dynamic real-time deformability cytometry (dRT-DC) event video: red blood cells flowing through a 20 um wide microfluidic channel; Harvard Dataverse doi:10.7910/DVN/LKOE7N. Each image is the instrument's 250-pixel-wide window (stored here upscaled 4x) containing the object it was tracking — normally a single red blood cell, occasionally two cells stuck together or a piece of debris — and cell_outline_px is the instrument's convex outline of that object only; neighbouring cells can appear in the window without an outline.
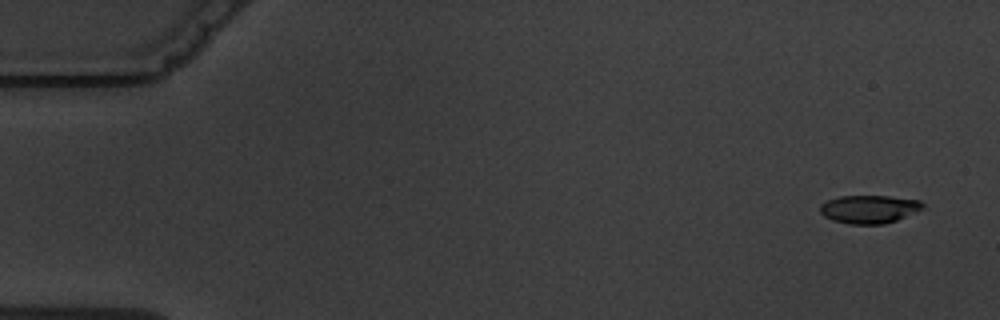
{"species": "common noctule bat (a hibernating species)", "species_latin": "Nyctalus noctula", "temperature_condition": "warm", "stored_images_in_passage": 4, "camera_frame_rate_fps": 3000, "um_per_image_px": 0.085, "animal": {"sex": "male", "body_mass_g": 19.5, "forearm_length_mm": 54.6}, "frame": {"image": 1, "passage_image": 1, "time_ms": 0.0, "image_size_px": [1000, 320], "cell_outline_px": [[928, 208], [896, 220], [884, 224], [848, 224], [832, 220], [824, 216], [820, 212], [820, 204], [828, 200], [840, 196], [888, 196], [920, 200]], "centroid_in_image_um": [73.92, 17.78], "position_along_channel_um": 11.1, "area_um2": 17.05}}